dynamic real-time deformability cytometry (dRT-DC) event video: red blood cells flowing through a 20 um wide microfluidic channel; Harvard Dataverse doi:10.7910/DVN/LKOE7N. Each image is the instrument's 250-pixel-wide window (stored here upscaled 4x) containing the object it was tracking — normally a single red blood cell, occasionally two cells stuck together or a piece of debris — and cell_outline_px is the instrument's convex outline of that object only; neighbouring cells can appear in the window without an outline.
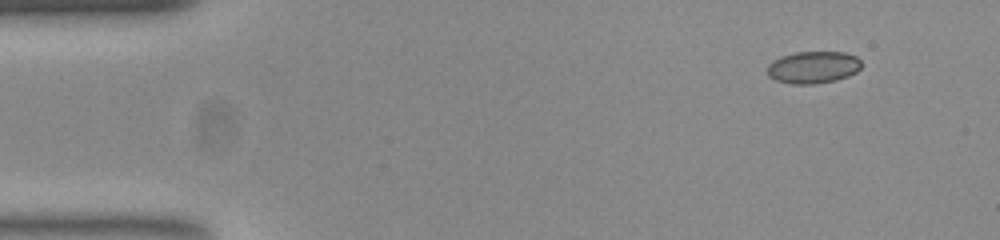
{"species": "common noctule bat (a hibernating species)", "species_latin": "Nyctalus noctula", "temperature_condition": "room temperature", "stored_images_in_passage": 49, "camera_frame_rate_fps": 3000, "um_per_image_px": 0.085, "animal": {"sex": "female", "body_mass_g": 23.0, "forearm_length_mm": 53.4}, "frame": {"image": 1, "passage_image": 1, "time_ms": 0.0, "image_size_px": [1000, 240], "cell_outline_px": [[860, 68], [856, 72], [848, 76], [836, 80], [812, 84], [792, 84], [776, 80], [768, 76], [768, 64], [772, 60], [780, 56], [796, 52], [844, 52], [856, 56], [860, 60]], "centroid_in_image_um": [69.1, 5.71], "position_along_channel_um": 15.9, "area_um2": 17.63}}
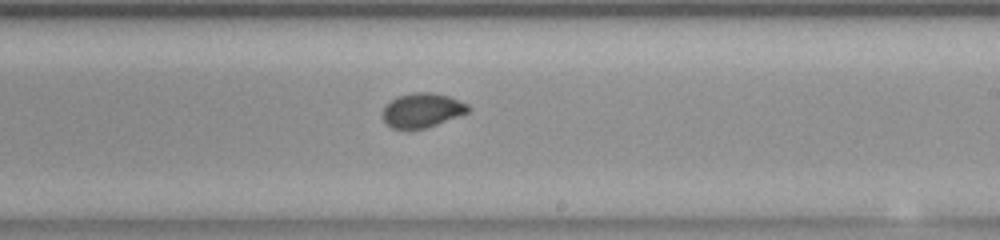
{"frame": {"image": 2, "passage_image": 27, "time_ms": 8.667, "image_size_px": [1000, 240], "cell_outline_px": [[472, 108], [468, 112], [436, 124], [424, 128], [392, 128], [384, 120], [384, 104], [396, 96], [412, 92], [432, 92], [448, 96], [468, 104]], "centroid_in_image_um": [35.88, 9.34], "position_along_channel_um": 253.1, "area_um2": 16.94}}
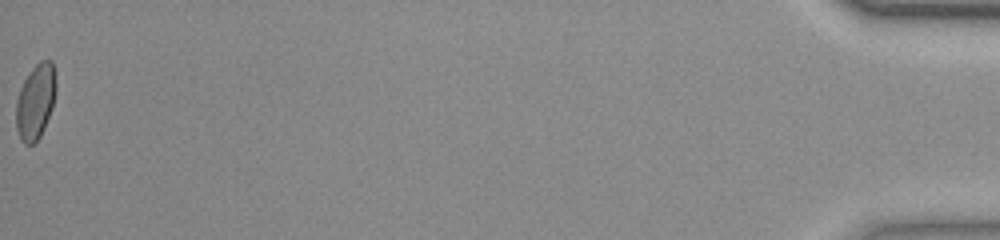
{"frame": {"image": 3, "passage_image": 49, "time_ms": 16.0, "image_size_px": [1000, 240], "cell_outline_px": [[56, 92], [52, 108], [44, 128], [40, 136], [32, 144], [24, 144], [16, 128], [16, 100], [20, 88], [28, 72], [40, 60], [52, 60], [56, 72]], "centroid_in_image_um": [3.04, 8.58], "position_along_channel_um": 432.2, "area_um2": 17.63}, "authors_computed_cell_mechanics": {"area_um2": 17.5134, "velocity_mm_per_s": 3.8908, "shape_relaxation_time_tau1_ms": null, "shape_relaxation_time_tau2_ms": 0.7383, "deformation_change_tau1": null, "deformation_change_tau2": 0.0429}}